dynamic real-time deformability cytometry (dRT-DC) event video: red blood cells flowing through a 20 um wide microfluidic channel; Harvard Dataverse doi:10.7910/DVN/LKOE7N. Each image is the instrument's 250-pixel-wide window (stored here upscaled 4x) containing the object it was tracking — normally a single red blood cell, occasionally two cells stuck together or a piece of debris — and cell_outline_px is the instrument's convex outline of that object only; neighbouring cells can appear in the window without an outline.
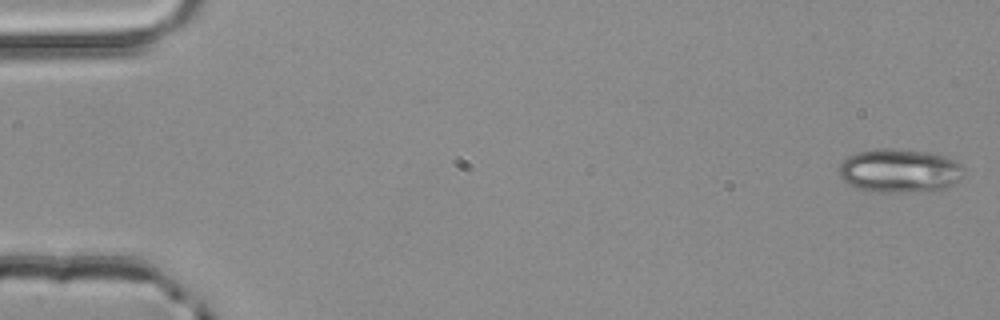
{"species": "common noctule bat (a hibernating species)", "species_latin": "Nyctalus noctula", "temperature_condition": "room temperature", "stored_images_in_passage": 3, "camera_frame_rate_fps": 3000, "um_per_image_px": 0.085, "animal": {"sex": "male", "body_mass_g": 20.4}, "frame": {"image": 1, "passage_image": 1, "time_ms": 0.0, "image_size_px": [1000, 320], "cell_outline_px": [[964, 176], [952, 184], [944, 188], [904, 192], [880, 192], [856, 188], [848, 184], [840, 176], [840, 164], [848, 156], [856, 152], [876, 148], [896, 148], [928, 152], [944, 156], [960, 164], [964, 168]], "centroid_in_image_um": [76.44, 14.49], "position_along_channel_um": 8.6, "area_um2": 31.67}}